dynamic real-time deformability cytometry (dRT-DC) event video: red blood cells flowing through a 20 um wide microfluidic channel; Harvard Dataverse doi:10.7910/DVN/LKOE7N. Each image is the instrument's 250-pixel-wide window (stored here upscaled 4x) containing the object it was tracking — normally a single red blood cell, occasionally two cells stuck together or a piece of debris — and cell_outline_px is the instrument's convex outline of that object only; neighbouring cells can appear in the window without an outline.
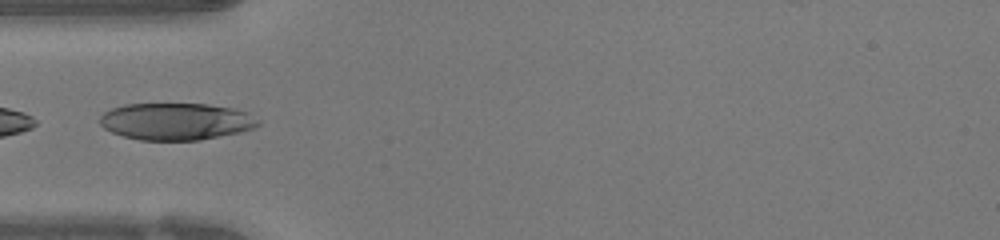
{"species": "human", "species_latin": "Homo sapiens", "temperature_condition": "warm", "stored_images_in_passage": 42, "segment_of_instrument_passage": [2, 2], "camera_frame_rate_fps": 3000, "um_per_image_px": 0.085, "donor": {"sex": "female"}, "frame": {"image": 1, "passage_image": 14, "time_ms": 4.333, "image_size_px": [1000, 240], "cell_outline_px": [[260, 124], [256, 128], [240, 132], [200, 140], [140, 140], [124, 136], [112, 132], [104, 128], [100, 124], [100, 116], [104, 112], [112, 108], [124, 104], [208, 104], [232, 108], [248, 112], [260, 120]], "centroid_in_image_um": [14.99, 10.32], "position_along_channel_um": 70.0, "area_um2": 34.28}}
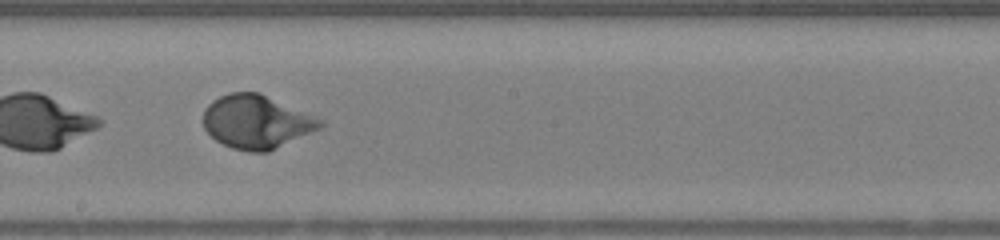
{"frame": {"image": 2, "passage_image": 25, "time_ms": 8.0, "image_size_px": [1000, 240], "cell_outline_px": [[324, 124], [320, 128], [268, 152], [248, 152], [232, 148], [216, 140], [204, 128], [200, 120], [204, 108], [212, 100], [228, 92], [260, 92], [316, 116], [324, 120]], "centroid_in_image_um": [21.77, 10.34], "position_along_channel_um": 226.4, "area_um2": 36.82}}
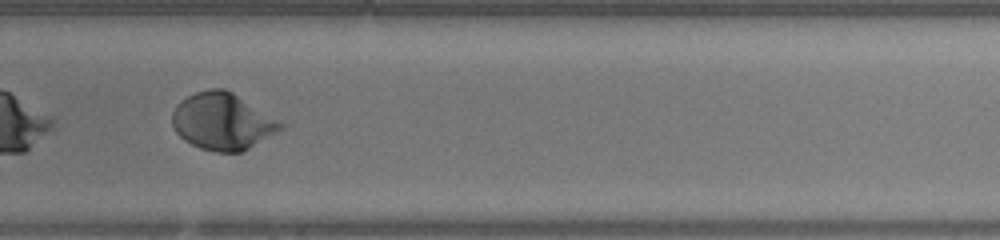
{"frame": {"image": 3, "passage_image": 31, "time_ms": 10.0, "image_size_px": [1000, 240], "cell_outline_px": [[288, 124], [284, 128], [244, 152], [216, 152], [200, 148], [184, 140], [176, 132], [172, 124], [172, 112], [176, 104], [180, 100], [196, 92], [208, 88], [224, 88], [232, 92]], "centroid_in_image_um": [18.94, 10.32], "position_along_channel_um": 310.9, "area_um2": 36.36}}